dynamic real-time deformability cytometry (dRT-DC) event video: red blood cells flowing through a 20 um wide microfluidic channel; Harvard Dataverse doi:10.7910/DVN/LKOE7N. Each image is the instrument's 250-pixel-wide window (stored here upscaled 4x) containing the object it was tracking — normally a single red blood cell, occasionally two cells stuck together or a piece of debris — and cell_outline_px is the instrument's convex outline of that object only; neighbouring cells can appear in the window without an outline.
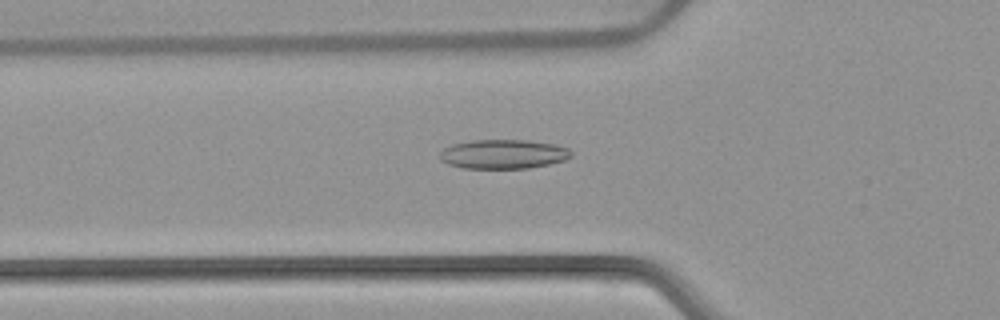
{"species": "common noctule bat (a hibernating species)", "species_latin": "Nyctalus noctula", "temperature_condition": "warm", "stored_images_in_passage": 52, "camera_frame_rate_fps": 3000, "um_per_image_px": 0.085, "animal": {"sex": "female", "body_mass_g": 22.7, "forearm_length_mm": 54.2}, "frame": {"image": 1, "passage_image": 18, "time_ms": 5.667, "image_size_px": [1000, 320], "cell_outline_px": [[572, 156], [564, 160], [548, 164], [528, 168], [464, 168], [448, 164], [440, 160], [440, 152], [444, 148], [452, 144], [472, 140], [528, 140], [556, 144], [568, 148], [572, 152]], "centroid_in_image_um": [42.78, 13.09], "position_along_channel_um": 83.0, "area_um2": 22.43}}
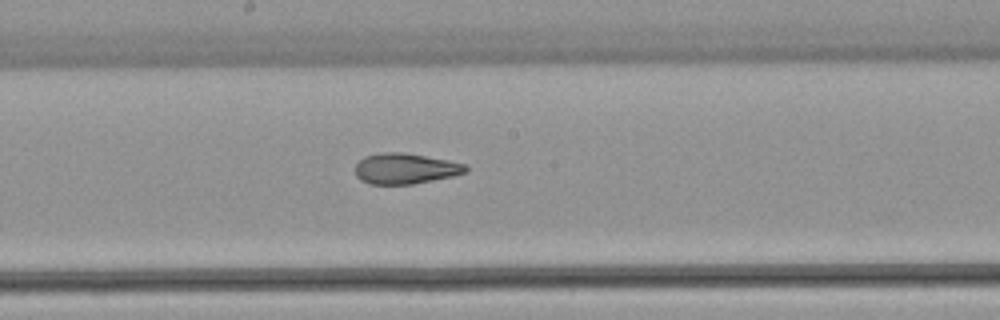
{"frame": {"image": 2, "passage_image": 28, "time_ms": 9.0, "image_size_px": [1000, 320], "cell_outline_px": [[468, 172], [452, 176], [412, 184], [368, 184], [360, 180], [356, 176], [356, 164], [364, 156], [380, 152], [404, 152], [448, 160], [464, 164], [468, 168]], "centroid_in_image_um": [34.43, 14.32], "position_along_channel_um": 213.8, "area_um2": 19.77}}
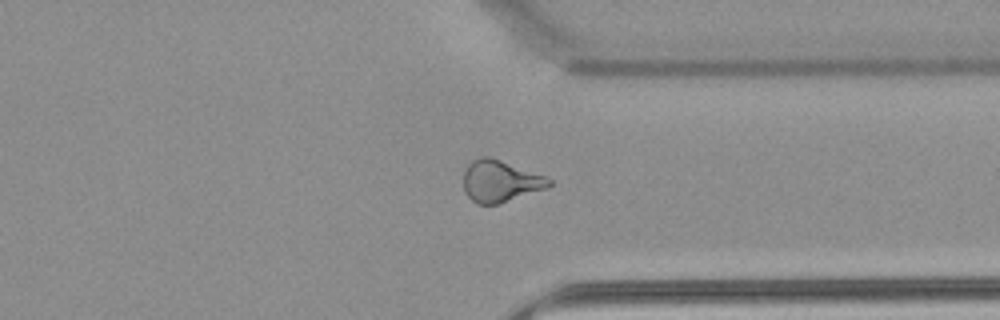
{"frame": {"image": 3, "passage_image": 40, "time_ms": 13.0, "image_size_px": [1000, 320], "cell_outline_px": [[552, 184], [548, 188], [496, 204], [476, 204], [468, 196], [464, 188], [464, 168], [472, 160], [480, 156], [488, 156], [500, 160], [544, 176], [552, 180]], "centroid_in_image_um": [42.5, 15.39], "position_along_channel_um": 368.9, "area_um2": 20.58}, "authors_computed_cell_mechanics": {"area_um2": 22.3397, "velocity_mm_per_s": 3.9045, "shape_relaxation_time_tau1_ms": null, "shape_relaxation_time_tau2_ms": 2.0021, "deformation_change_tau1": null, "deformation_change_tau2": 0.0965}}